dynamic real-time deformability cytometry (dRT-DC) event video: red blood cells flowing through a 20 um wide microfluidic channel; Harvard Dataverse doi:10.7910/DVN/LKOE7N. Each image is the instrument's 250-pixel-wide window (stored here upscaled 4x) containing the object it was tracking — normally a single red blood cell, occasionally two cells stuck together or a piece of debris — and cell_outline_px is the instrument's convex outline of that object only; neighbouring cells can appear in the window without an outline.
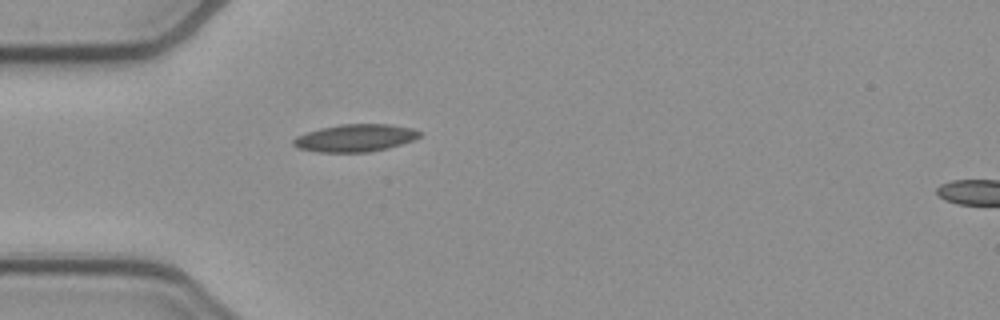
{"species": "common noctule bat (a hibernating species)", "species_latin": "Nyctalus noctula", "temperature_condition": "cold", "stored_images_in_passage": 38, "camera_frame_rate_fps": 3000, "um_per_image_px": 0.085, "animal": {"sex": "female", "body_mass_g": 21.9}, "frame": {"image": 1, "passage_image": 1, "time_ms": 0.0, "image_size_px": [1000, 320], "cell_outline_px": [[424, 132], [420, 136], [412, 140], [388, 148], [368, 152], [316, 152], [296, 148], [292, 144], [292, 140], [296, 136], [320, 128], [340, 124], [388, 124], [412, 128]], "centroid_in_image_um": [30.17, 11.73], "position_along_channel_um": 54.8, "area_um2": 20.29}}
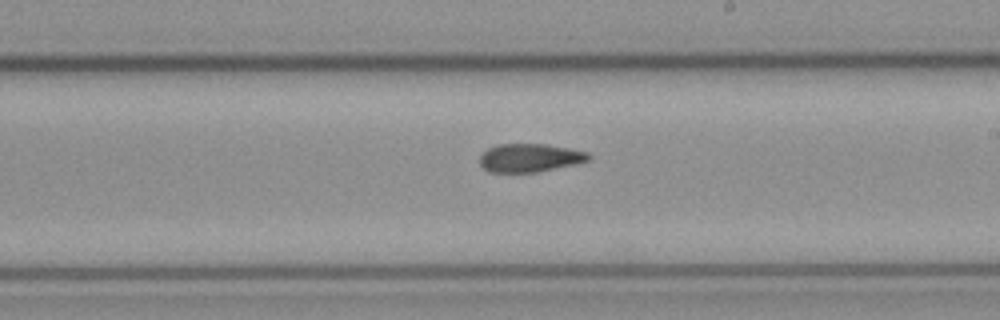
{"frame": {"image": 2, "passage_image": 16, "time_ms": 5.0, "image_size_px": [1000, 320], "cell_outline_px": [[592, 156], [588, 160], [572, 164], [536, 172], [488, 172], [480, 164], [480, 156], [488, 148], [496, 144], [544, 144], [568, 148], [588, 152]], "centroid_in_image_um": [45.0, 13.41], "position_along_channel_um": 244.0, "area_um2": 17.74}}
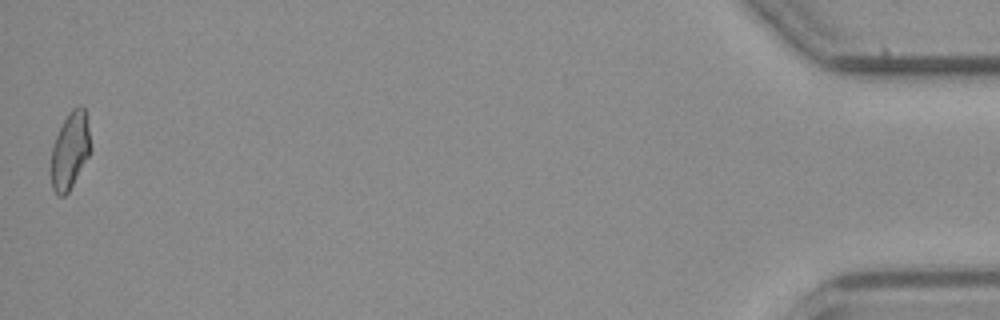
{"frame": {"image": 3, "passage_image": 38, "time_ms": 12.333, "image_size_px": [1000, 320], "cell_outline_px": [[92, 148], [88, 156], [68, 192], [64, 196], [56, 196], [52, 188], [52, 148], [56, 136], [68, 112], [72, 108], [80, 104], [84, 108]], "centroid_in_image_um": [5.96, 12.78], "position_along_channel_um": 429.2, "area_um2": 17.4}, "authors_computed_cell_mechanics": {"area_um2": 18.4671, "velocity_mm_per_s": 3.8895, "shape_relaxation_time_tau1_ms": null, "shape_relaxation_time_tau2_ms": 5.154, "deformation_change_tau1": null, "deformation_change_tau2": 0.1258}}